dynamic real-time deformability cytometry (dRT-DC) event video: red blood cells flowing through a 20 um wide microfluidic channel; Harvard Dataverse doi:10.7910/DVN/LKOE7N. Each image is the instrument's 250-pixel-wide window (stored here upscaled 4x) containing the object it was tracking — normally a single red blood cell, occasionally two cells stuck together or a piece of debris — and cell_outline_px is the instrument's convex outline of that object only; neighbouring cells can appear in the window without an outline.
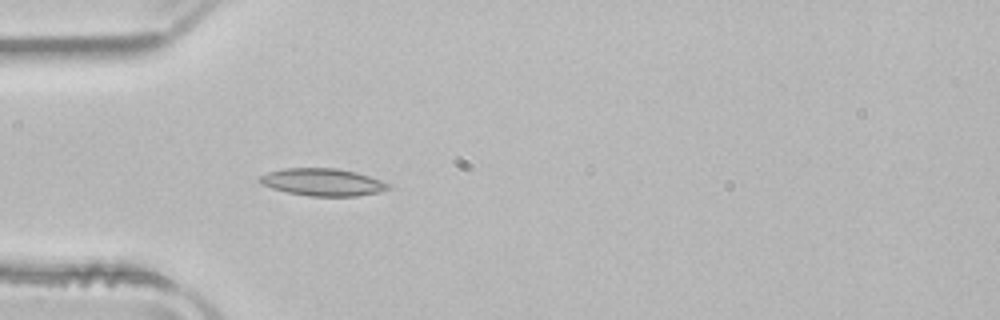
{"species": "common noctule bat (a hibernating species)", "species_latin": "Nyctalus noctula", "temperature_condition": "room temperature", "stored_images_in_passage": 11, "camera_frame_rate_fps": 3000, "um_per_image_px": 0.085, "animal": {"sex": "male", "body_mass_g": 21.5, "forearm_length_mm": 52.0}, "frame": {"image": 1, "passage_image": 5, "time_ms": 1.333, "image_size_px": [1000, 320], "cell_outline_px": [[392, 184], [388, 188], [380, 192], [356, 196], [308, 196], [288, 192], [272, 188], [260, 184], [260, 176], [268, 172], [284, 168], [336, 168], [356, 172]], "centroid_in_image_um": [27.43, 15.48], "position_along_channel_um": 57.6, "area_um2": 20.4}}
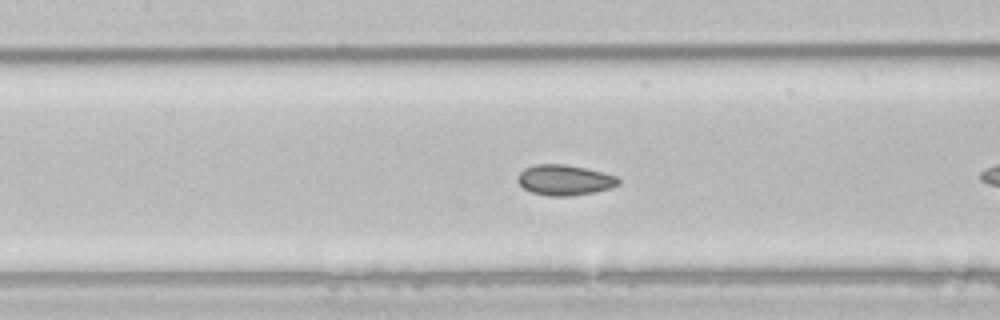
{"frame": {"image": 2, "passage_image": 10, "time_ms": 3.0, "image_size_px": [1000, 320], "cell_outline_px": [[620, 184], [612, 188], [596, 192], [568, 196], [548, 196], [532, 192], [524, 188], [516, 180], [516, 176], [524, 168], [536, 164], [564, 164], [584, 168], [616, 176], [620, 180]], "centroid_in_image_um": [47.98, 15.31], "position_along_channel_um": 159.4, "area_um2": 17.92}}